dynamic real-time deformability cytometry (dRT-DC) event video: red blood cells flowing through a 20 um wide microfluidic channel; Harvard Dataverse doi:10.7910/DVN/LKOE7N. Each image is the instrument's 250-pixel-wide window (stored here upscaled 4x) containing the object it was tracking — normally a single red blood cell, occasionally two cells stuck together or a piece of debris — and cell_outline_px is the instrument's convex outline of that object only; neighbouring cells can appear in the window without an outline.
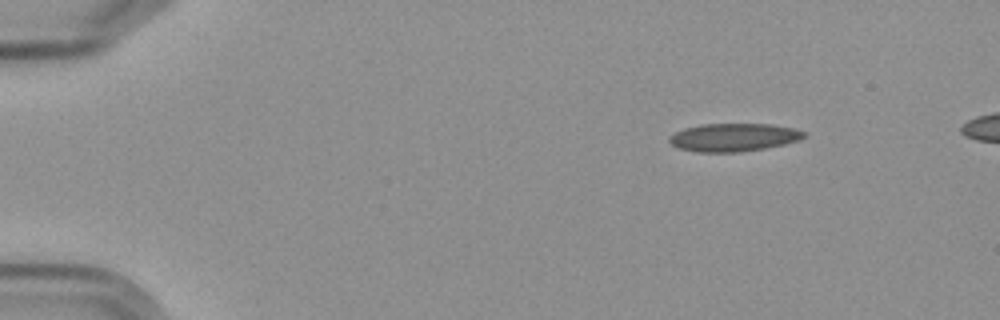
{"species": "Egyptian fruit bat (a non-hibernating species)", "species_latin": "Rousettus aegyptiacus", "temperature_condition": "cold", "stored_images_in_passage": 5, "camera_frame_rate_fps": 3000, "um_per_image_px": 0.085, "frame": {"image": 1, "passage_image": 1, "time_ms": 0.0, "image_size_px": [1000, 320], "cell_outline_px": [[808, 136], [800, 140], [784, 144], [764, 148], [740, 152], [700, 152], [680, 148], [672, 144], [668, 140], [668, 136], [684, 128], [700, 124], [772, 124], [796, 128], [808, 132]], "centroid_in_image_um": [62.42, 11.66], "position_along_channel_um": 22.6, "area_um2": 22.2}}